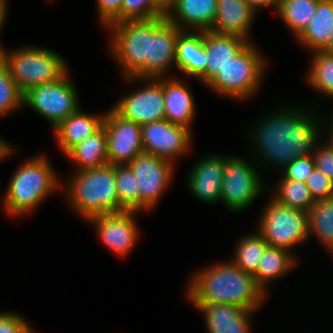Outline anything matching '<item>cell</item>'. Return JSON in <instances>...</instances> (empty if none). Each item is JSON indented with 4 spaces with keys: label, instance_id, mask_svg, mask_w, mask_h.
Wrapping results in <instances>:
<instances>
[{
    "label": "cell",
    "instance_id": "cell-39",
    "mask_svg": "<svg viewBox=\"0 0 333 333\" xmlns=\"http://www.w3.org/2000/svg\"><path fill=\"white\" fill-rule=\"evenodd\" d=\"M121 3L122 0H96L98 19L105 29L121 21Z\"/></svg>",
    "mask_w": 333,
    "mask_h": 333
},
{
    "label": "cell",
    "instance_id": "cell-36",
    "mask_svg": "<svg viewBox=\"0 0 333 333\" xmlns=\"http://www.w3.org/2000/svg\"><path fill=\"white\" fill-rule=\"evenodd\" d=\"M314 168V158L312 155H309L292 160L279 174L284 179L305 183Z\"/></svg>",
    "mask_w": 333,
    "mask_h": 333
},
{
    "label": "cell",
    "instance_id": "cell-12",
    "mask_svg": "<svg viewBox=\"0 0 333 333\" xmlns=\"http://www.w3.org/2000/svg\"><path fill=\"white\" fill-rule=\"evenodd\" d=\"M137 179L142 197V212L158 206L163 194L172 185L175 175L174 163L142 152L127 164ZM157 205V206H156Z\"/></svg>",
    "mask_w": 333,
    "mask_h": 333
},
{
    "label": "cell",
    "instance_id": "cell-13",
    "mask_svg": "<svg viewBox=\"0 0 333 333\" xmlns=\"http://www.w3.org/2000/svg\"><path fill=\"white\" fill-rule=\"evenodd\" d=\"M137 211H124L96 215L86 222L96 230L101 243L114 255H130L139 241L140 228L136 222Z\"/></svg>",
    "mask_w": 333,
    "mask_h": 333
},
{
    "label": "cell",
    "instance_id": "cell-26",
    "mask_svg": "<svg viewBox=\"0 0 333 333\" xmlns=\"http://www.w3.org/2000/svg\"><path fill=\"white\" fill-rule=\"evenodd\" d=\"M65 158L74 163L75 171L108 165L107 133L104 125L90 137L74 146L65 155Z\"/></svg>",
    "mask_w": 333,
    "mask_h": 333
},
{
    "label": "cell",
    "instance_id": "cell-42",
    "mask_svg": "<svg viewBox=\"0 0 333 333\" xmlns=\"http://www.w3.org/2000/svg\"><path fill=\"white\" fill-rule=\"evenodd\" d=\"M257 14L261 9L274 8L277 12L279 0H244Z\"/></svg>",
    "mask_w": 333,
    "mask_h": 333
},
{
    "label": "cell",
    "instance_id": "cell-14",
    "mask_svg": "<svg viewBox=\"0 0 333 333\" xmlns=\"http://www.w3.org/2000/svg\"><path fill=\"white\" fill-rule=\"evenodd\" d=\"M141 137L145 153L153 154L174 164L193 148L192 131L167 120L143 124Z\"/></svg>",
    "mask_w": 333,
    "mask_h": 333
},
{
    "label": "cell",
    "instance_id": "cell-16",
    "mask_svg": "<svg viewBox=\"0 0 333 333\" xmlns=\"http://www.w3.org/2000/svg\"><path fill=\"white\" fill-rule=\"evenodd\" d=\"M187 174V187L192 197L204 204L221 202V186L225 173V155L212 153L195 161Z\"/></svg>",
    "mask_w": 333,
    "mask_h": 333
},
{
    "label": "cell",
    "instance_id": "cell-17",
    "mask_svg": "<svg viewBox=\"0 0 333 333\" xmlns=\"http://www.w3.org/2000/svg\"><path fill=\"white\" fill-rule=\"evenodd\" d=\"M182 31L169 22L165 15L154 19V35L150 38L148 78L170 77V70L176 64V40Z\"/></svg>",
    "mask_w": 333,
    "mask_h": 333
},
{
    "label": "cell",
    "instance_id": "cell-43",
    "mask_svg": "<svg viewBox=\"0 0 333 333\" xmlns=\"http://www.w3.org/2000/svg\"><path fill=\"white\" fill-rule=\"evenodd\" d=\"M19 146L18 145H11L8 141L2 139L0 136V162L5 161V159L11 158L13 154L16 152L18 153Z\"/></svg>",
    "mask_w": 333,
    "mask_h": 333
},
{
    "label": "cell",
    "instance_id": "cell-23",
    "mask_svg": "<svg viewBox=\"0 0 333 333\" xmlns=\"http://www.w3.org/2000/svg\"><path fill=\"white\" fill-rule=\"evenodd\" d=\"M216 12L217 0H176L165 16L181 30L203 31L211 28Z\"/></svg>",
    "mask_w": 333,
    "mask_h": 333
},
{
    "label": "cell",
    "instance_id": "cell-29",
    "mask_svg": "<svg viewBox=\"0 0 333 333\" xmlns=\"http://www.w3.org/2000/svg\"><path fill=\"white\" fill-rule=\"evenodd\" d=\"M309 237L325 247L328 252L333 250V196L315 201L307 212Z\"/></svg>",
    "mask_w": 333,
    "mask_h": 333
},
{
    "label": "cell",
    "instance_id": "cell-5",
    "mask_svg": "<svg viewBox=\"0 0 333 333\" xmlns=\"http://www.w3.org/2000/svg\"><path fill=\"white\" fill-rule=\"evenodd\" d=\"M249 42L206 85L210 91L232 100L246 101L261 89L268 61L259 47Z\"/></svg>",
    "mask_w": 333,
    "mask_h": 333
},
{
    "label": "cell",
    "instance_id": "cell-4",
    "mask_svg": "<svg viewBox=\"0 0 333 333\" xmlns=\"http://www.w3.org/2000/svg\"><path fill=\"white\" fill-rule=\"evenodd\" d=\"M62 182L71 211L85 222L96 215L126 211L116 191L115 165L74 171L66 182Z\"/></svg>",
    "mask_w": 333,
    "mask_h": 333
},
{
    "label": "cell",
    "instance_id": "cell-37",
    "mask_svg": "<svg viewBox=\"0 0 333 333\" xmlns=\"http://www.w3.org/2000/svg\"><path fill=\"white\" fill-rule=\"evenodd\" d=\"M314 201L323 200L333 196V182L318 168H314L305 182Z\"/></svg>",
    "mask_w": 333,
    "mask_h": 333
},
{
    "label": "cell",
    "instance_id": "cell-22",
    "mask_svg": "<svg viewBox=\"0 0 333 333\" xmlns=\"http://www.w3.org/2000/svg\"><path fill=\"white\" fill-rule=\"evenodd\" d=\"M105 112L89 114L80 107L53 129L56 145L65 156L74 146L97 132L104 123Z\"/></svg>",
    "mask_w": 333,
    "mask_h": 333
},
{
    "label": "cell",
    "instance_id": "cell-34",
    "mask_svg": "<svg viewBox=\"0 0 333 333\" xmlns=\"http://www.w3.org/2000/svg\"><path fill=\"white\" fill-rule=\"evenodd\" d=\"M23 95L0 57V118L23 109Z\"/></svg>",
    "mask_w": 333,
    "mask_h": 333
},
{
    "label": "cell",
    "instance_id": "cell-30",
    "mask_svg": "<svg viewBox=\"0 0 333 333\" xmlns=\"http://www.w3.org/2000/svg\"><path fill=\"white\" fill-rule=\"evenodd\" d=\"M275 184L274 188L268 186V195L286 207L308 212L315 203L310 190L301 181L284 179L281 176Z\"/></svg>",
    "mask_w": 333,
    "mask_h": 333
},
{
    "label": "cell",
    "instance_id": "cell-46",
    "mask_svg": "<svg viewBox=\"0 0 333 333\" xmlns=\"http://www.w3.org/2000/svg\"><path fill=\"white\" fill-rule=\"evenodd\" d=\"M323 51L333 53V29L329 37L328 46Z\"/></svg>",
    "mask_w": 333,
    "mask_h": 333
},
{
    "label": "cell",
    "instance_id": "cell-33",
    "mask_svg": "<svg viewBox=\"0 0 333 333\" xmlns=\"http://www.w3.org/2000/svg\"><path fill=\"white\" fill-rule=\"evenodd\" d=\"M116 191L126 211L142 213V197L137 179L127 164L115 165Z\"/></svg>",
    "mask_w": 333,
    "mask_h": 333
},
{
    "label": "cell",
    "instance_id": "cell-47",
    "mask_svg": "<svg viewBox=\"0 0 333 333\" xmlns=\"http://www.w3.org/2000/svg\"><path fill=\"white\" fill-rule=\"evenodd\" d=\"M330 253V254H329ZM329 255L333 257V250L328 252Z\"/></svg>",
    "mask_w": 333,
    "mask_h": 333
},
{
    "label": "cell",
    "instance_id": "cell-7",
    "mask_svg": "<svg viewBox=\"0 0 333 333\" xmlns=\"http://www.w3.org/2000/svg\"><path fill=\"white\" fill-rule=\"evenodd\" d=\"M9 73L24 94L30 88L62 78L70 69L60 53L46 47L24 45L0 54Z\"/></svg>",
    "mask_w": 333,
    "mask_h": 333
},
{
    "label": "cell",
    "instance_id": "cell-44",
    "mask_svg": "<svg viewBox=\"0 0 333 333\" xmlns=\"http://www.w3.org/2000/svg\"><path fill=\"white\" fill-rule=\"evenodd\" d=\"M8 2L7 0H0V35L2 33V29H4V25L6 23L7 20V15H8ZM5 47L2 46V44H0V54L3 51Z\"/></svg>",
    "mask_w": 333,
    "mask_h": 333
},
{
    "label": "cell",
    "instance_id": "cell-45",
    "mask_svg": "<svg viewBox=\"0 0 333 333\" xmlns=\"http://www.w3.org/2000/svg\"><path fill=\"white\" fill-rule=\"evenodd\" d=\"M153 4L166 15L168 11L174 6L176 0H152Z\"/></svg>",
    "mask_w": 333,
    "mask_h": 333
},
{
    "label": "cell",
    "instance_id": "cell-31",
    "mask_svg": "<svg viewBox=\"0 0 333 333\" xmlns=\"http://www.w3.org/2000/svg\"><path fill=\"white\" fill-rule=\"evenodd\" d=\"M310 54L312 59L305 74L306 83L319 95L333 99V53L315 51Z\"/></svg>",
    "mask_w": 333,
    "mask_h": 333
},
{
    "label": "cell",
    "instance_id": "cell-21",
    "mask_svg": "<svg viewBox=\"0 0 333 333\" xmlns=\"http://www.w3.org/2000/svg\"><path fill=\"white\" fill-rule=\"evenodd\" d=\"M256 15L244 0H217L216 18L209 30L252 42L250 33Z\"/></svg>",
    "mask_w": 333,
    "mask_h": 333
},
{
    "label": "cell",
    "instance_id": "cell-38",
    "mask_svg": "<svg viewBox=\"0 0 333 333\" xmlns=\"http://www.w3.org/2000/svg\"><path fill=\"white\" fill-rule=\"evenodd\" d=\"M32 324L20 313L0 311V333H31Z\"/></svg>",
    "mask_w": 333,
    "mask_h": 333
},
{
    "label": "cell",
    "instance_id": "cell-3",
    "mask_svg": "<svg viewBox=\"0 0 333 333\" xmlns=\"http://www.w3.org/2000/svg\"><path fill=\"white\" fill-rule=\"evenodd\" d=\"M9 180L2 205L14 218L34 212L53 193L62 191L63 180L44 154L24 160Z\"/></svg>",
    "mask_w": 333,
    "mask_h": 333
},
{
    "label": "cell",
    "instance_id": "cell-2",
    "mask_svg": "<svg viewBox=\"0 0 333 333\" xmlns=\"http://www.w3.org/2000/svg\"><path fill=\"white\" fill-rule=\"evenodd\" d=\"M188 280L184 296L190 304H229L257 312L268 298L254 276L231 260L202 267Z\"/></svg>",
    "mask_w": 333,
    "mask_h": 333
},
{
    "label": "cell",
    "instance_id": "cell-41",
    "mask_svg": "<svg viewBox=\"0 0 333 333\" xmlns=\"http://www.w3.org/2000/svg\"><path fill=\"white\" fill-rule=\"evenodd\" d=\"M329 113L331 115L329 114L328 117L326 116L325 117L326 119H324V114H323V119H322V138H323V140L322 141L325 142L333 150V111H329Z\"/></svg>",
    "mask_w": 333,
    "mask_h": 333
},
{
    "label": "cell",
    "instance_id": "cell-27",
    "mask_svg": "<svg viewBox=\"0 0 333 333\" xmlns=\"http://www.w3.org/2000/svg\"><path fill=\"white\" fill-rule=\"evenodd\" d=\"M333 29V0H320L316 12L303 33L296 39L310 53L323 51Z\"/></svg>",
    "mask_w": 333,
    "mask_h": 333
},
{
    "label": "cell",
    "instance_id": "cell-10",
    "mask_svg": "<svg viewBox=\"0 0 333 333\" xmlns=\"http://www.w3.org/2000/svg\"><path fill=\"white\" fill-rule=\"evenodd\" d=\"M76 83L68 71L57 81L30 88L23 95V107H29L56 128L81 106Z\"/></svg>",
    "mask_w": 333,
    "mask_h": 333
},
{
    "label": "cell",
    "instance_id": "cell-40",
    "mask_svg": "<svg viewBox=\"0 0 333 333\" xmlns=\"http://www.w3.org/2000/svg\"><path fill=\"white\" fill-rule=\"evenodd\" d=\"M312 156L315 167L333 182V150L321 140L315 146Z\"/></svg>",
    "mask_w": 333,
    "mask_h": 333
},
{
    "label": "cell",
    "instance_id": "cell-8",
    "mask_svg": "<svg viewBox=\"0 0 333 333\" xmlns=\"http://www.w3.org/2000/svg\"><path fill=\"white\" fill-rule=\"evenodd\" d=\"M256 223V230L270 247L286 249L294 254L295 246L310 240L307 212L286 207L270 196Z\"/></svg>",
    "mask_w": 333,
    "mask_h": 333
},
{
    "label": "cell",
    "instance_id": "cell-28",
    "mask_svg": "<svg viewBox=\"0 0 333 333\" xmlns=\"http://www.w3.org/2000/svg\"><path fill=\"white\" fill-rule=\"evenodd\" d=\"M320 0H279L277 16L296 40L312 20Z\"/></svg>",
    "mask_w": 333,
    "mask_h": 333
},
{
    "label": "cell",
    "instance_id": "cell-9",
    "mask_svg": "<svg viewBox=\"0 0 333 333\" xmlns=\"http://www.w3.org/2000/svg\"><path fill=\"white\" fill-rule=\"evenodd\" d=\"M241 157L239 155H225L221 203L233 213H239L251 207L252 203L264 193V190H268L265 187L268 185L260 176L261 171H258L262 167H258L256 162L253 163L243 156Z\"/></svg>",
    "mask_w": 333,
    "mask_h": 333
},
{
    "label": "cell",
    "instance_id": "cell-18",
    "mask_svg": "<svg viewBox=\"0 0 333 333\" xmlns=\"http://www.w3.org/2000/svg\"><path fill=\"white\" fill-rule=\"evenodd\" d=\"M201 311L208 333H251L256 312L229 304H192Z\"/></svg>",
    "mask_w": 333,
    "mask_h": 333
},
{
    "label": "cell",
    "instance_id": "cell-20",
    "mask_svg": "<svg viewBox=\"0 0 333 333\" xmlns=\"http://www.w3.org/2000/svg\"><path fill=\"white\" fill-rule=\"evenodd\" d=\"M207 54L204 48L203 31L183 30L176 40V64L178 71L194 77L206 86Z\"/></svg>",
    "mask_w": 333,
    "mask_h": 333
},
{
    "label": "cell",
    "instance_id": "cell-15",
    "mask_svg": "<svg viewBox=\"0 0 333 333\" xmlns=\"http://www.w3.org/2000/svg\"><path fill=\"white\" fill-rule=\"evenodd\" d=\"M106 111L103 125L107 133L109 164H128L138 154L144 152L141 125L124 119L112 107Z\"/></svg>",
    "mask_w": 333,
    "mask_h": 333
},
{
    "label": "cell",
    "instance_id": "cell-24",
    "mask_svg": "<svg viewBox=\"0 0 333 333\" xmlns=\"http://www.w3.org/2000/svg\"><path fill=\"white\" fill-rule=\"evenodd\" d=\"M203 41L208 58L206 85L249 43L242 37L210 30H203Z\"/></svg>",
    "mask_w": 333,
    "mask_h": 333
},
{
    "label": "cell",
    "instance_id": "cell-6",
    "mask_svg": "<svg viewBox=\"0 0 333 333\" xmlns=\"http://www.w3.org/2000/svg\"><path fill=\"white\" fill-rule=\"evenodd\" d=\"M105 30L110 31L108 50L118 64L121 77L148 78L154 19L124 20L110 24Z\"/></svg>",
    "mask_w": 333,
    "mask_h": 333
},
{
    "label": "cell",
    "instance_id": "cell-19",
    "mask_svg": "<svg viewBox=\"0 0 333 333\" xmlns=\"http://www.w3.org/2000/svg\"><path fill=\"white\" fill-rule=\"evenodd\" d=\"M181 78L163 77L165 120L192 131L196 102L189 86Z\"/></svg>",
    "mask_w": 333,
    "mask_h": 333
},
{
    "label": "cell",
    "instance_id": "cell-25",
    "mask_svg": "<svg viewBox=\"0 0 333 333\" xmlns=\"http://www.w3.org/2000/svg\"><path fill=\"white\" fill-rule=\"evenodd\" d=\"M298 256L286 249L268 246L260 260L257 271L253 274L257 285L270 294L269 284L272 281L283 279L288 273L297 267Z\"/></svg>",
    "mask_w": 333,
    "mask_h": 333
},
{
    "label": "cell",
    "instance_id": "cell-1",
    "mask_svg": "<svg viewBox=\"0 0 333 333\" xmlns=\"http://www.w3.org/2000/svg\"><path fill=\"white\" fill-rule=\"evenodd\" d=\"M286 105L261 116L248 137L253 149L251 161L279 173L292 160L312 155L322 140L323 118L316 107Z\"/></svg>",
    "mask_w": 333,
    "mask_h": 333
},
{
    "label": "cell",
    "instance_id": "cell-32",
    "mask_svg": "<svg viewBox=\"0 0 333 333\" xmlns=\"http://www.w3.org/2000/svg\"><path fill=\"white\" fill-rule=\"evenodd\" d=\"M254 233V234H253ZM253 233H246L235 245L231 261L244 272L253 275L260 264V260L269 246L264 237L255 229Z\"/></svg>",
    "mask_w": 333,
    "mask_h": 333
},
{
    "label": "cell",
    "instance_id": "cell-35",
    "mask_svg": "<svg viewBox=\"0 0 333 333\" xmlns=\"http://www.w3.org/2000/svg\"><path fill=\"white\" fill-rule=\"evenodd\" d=\"M164 16L152 0H122L121 21L151 20Z\"/></svg>",
    "mask_w": 333,
    "mask_h": 333
},
{
    "label": "cell",
    "instance_id": "cell-11",
    "mask_svg": "<svg viewBox=\"0 0 333 333\" xmlns=\"http://www.w3.org/2000/svg\"><path fill=\"white\" fill-rule=\"evenodd\" d=\"M123 80L140 83L142 87L124 94L114 103L112 108L124 119L138 123L139 125L149 122L165 120V107L163 97V77L138 78L135 76L123 77Z\"/></svg>",
    "mask_w": 333,
    "mask_h": 333
}]
</instances>
